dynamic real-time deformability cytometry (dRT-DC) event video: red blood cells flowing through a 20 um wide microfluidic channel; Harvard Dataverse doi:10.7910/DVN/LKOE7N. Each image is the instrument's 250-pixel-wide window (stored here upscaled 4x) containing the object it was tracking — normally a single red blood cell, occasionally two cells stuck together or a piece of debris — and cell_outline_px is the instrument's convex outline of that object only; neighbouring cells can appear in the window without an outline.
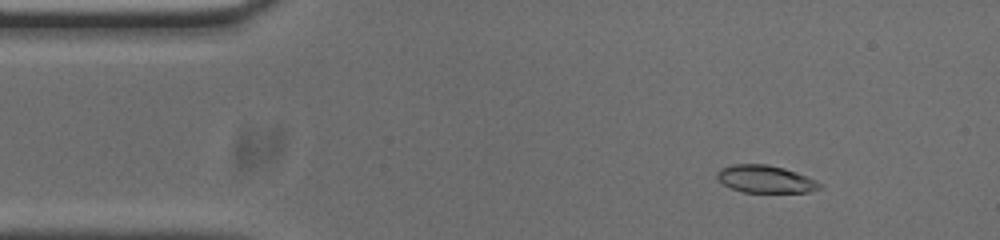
{"species": "common noctule bat (a hibernating species)", "species_latin": "Nyctalus noctula", "temperature_condition": "cold", "stored_images_in_passage": 52, "camera_frame_rate_fps": 3000, "um_per_image_px": 0.085, "animal": {"sex": "male", "body_mass_g": 20.0, "forearm_length_mm": 53.3}, "frame": {"image": 1, "passage_image": 6, "time_ms": 1.667, "image_size_px": [1000, 240], "cell_outline_px": [[824, 188], [808, 192], [744, 192], [732, 188], [724, 184], [716, 176], [716, 172], [720, 168], [732, 164], [764, 164], [784, 168], [796, 172], [816, 180], [824, 184]], "centroid_in_image_um": [65.1, 15.22], "position_along_channel_um": 19.9, "area_um2": 16.47}}
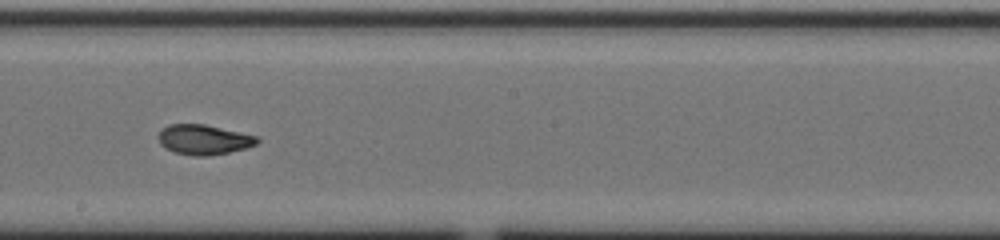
{"frame": {"image": 2, "passage_image": 28, "time_ms": 9.0, "image_size_px": [1000, 240], "cell_outline_px": [[260, 140], [256, 144], [244, 148], [228, 152], [208, 156], [192, 156], [176, 152], [164, 148], [160, 144], [156, 136], [168, 124], [204, 124], [240, 132], [256, 136]], "centroid_in_image_um": [17.28, 11.87], "position_along_channel_um": 230.9, "area_um2": 17.17}}
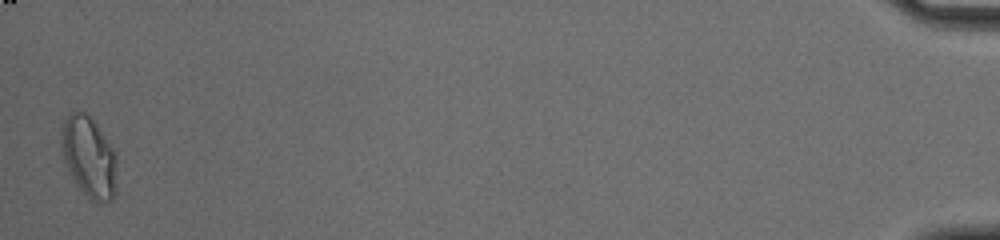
{"frame": {"image": 3, "passage_image": 52, "time_ms": 17.0, "image_size_px": [1000, 240], "cell_outline_px": [[116, 164], [112, 200], [100, 204], [96, 204], [88, 200], [76, 184], [68, 172], [60, 148], [60, 132], [64, 120], [68, 112], [76, 108], [84, 112], [92, 120], [104, 136], [112, 148], [116, 156]], "centroid_in_image_um": [7.49, 13.34], "position_along_channel_um": 427.7, "area_um2": 26.41}, "authors_computed_cell_mechanics": {"area_um2": 17.5712, "velocity_mm_per_s": 3.7799, "shape_relaxation_time_tau1_ms": 6.6007, "shape_relaxation_time_tau2_ms": 1.7956, "deformation_change_tau1": 0.2083, "deformation_change_tau2": 0.0547}}